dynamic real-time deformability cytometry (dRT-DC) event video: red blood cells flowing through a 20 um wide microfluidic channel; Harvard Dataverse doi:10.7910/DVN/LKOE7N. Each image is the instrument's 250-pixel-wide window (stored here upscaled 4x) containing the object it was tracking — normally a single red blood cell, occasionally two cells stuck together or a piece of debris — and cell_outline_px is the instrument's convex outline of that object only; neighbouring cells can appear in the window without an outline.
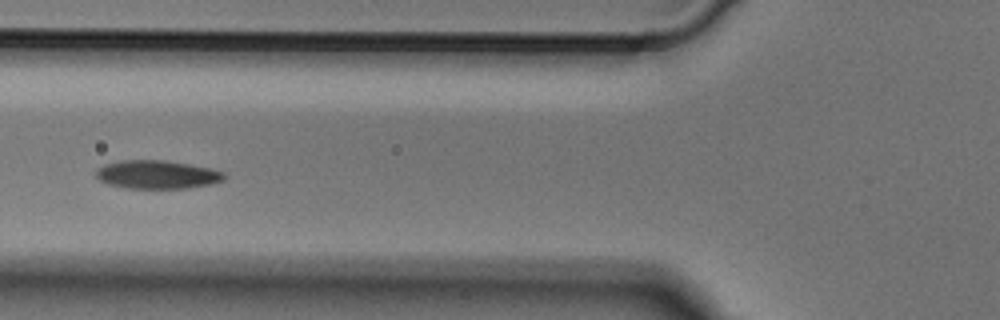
{"species": "Egyptian fruit bat (a non-hibernating species)", "species_latin": "Rousettus aegyptiacus", "temperature_condition": "cold", "stored_images_in_passage": 7, "camera_frame_rate_fps": 3000, "um_per_image_px": 0.085, "animal": {"sex": "male"}, "frame": {"image": 1, "passage_image": 6, "time_ms": 1.667, "image_size_px": [1000, 320], "cell_outline_px": [[228, 176], [224, 180], [212, 184], [188, 188], [124, 188], [108, 184], [100, 180], [96, 176], [96, 168], [104, 164], [120, 160], [164, 160], [212, 168], [224, 172]], "centroid_in_image_um": [13.37, 14.83], "position_along_channel_um": 112.4, "area_um2": 21.44}}
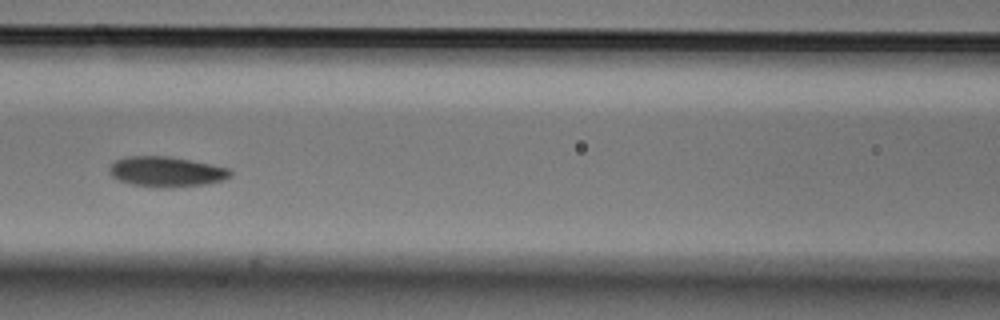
{"frame": {"image": 2, "passage_image": 7, "time_ms": 2.0, "image_size_px": [1000, 320], "cell_outline_px": [[232, 176], [224, 180], [204, 184], [172, 188], [164, 188], [132, 184], [120, 180], [112, 176], [108, 172], [108, 168], [116, 160], [128, 156], [168, 156], [192, 160], [212, 164], [228, 168], [232, 172]], "centroid_in_image_um": [14.16, 14.59], "position_along_channel_um": 152.4, "area_um2": 21.39}}